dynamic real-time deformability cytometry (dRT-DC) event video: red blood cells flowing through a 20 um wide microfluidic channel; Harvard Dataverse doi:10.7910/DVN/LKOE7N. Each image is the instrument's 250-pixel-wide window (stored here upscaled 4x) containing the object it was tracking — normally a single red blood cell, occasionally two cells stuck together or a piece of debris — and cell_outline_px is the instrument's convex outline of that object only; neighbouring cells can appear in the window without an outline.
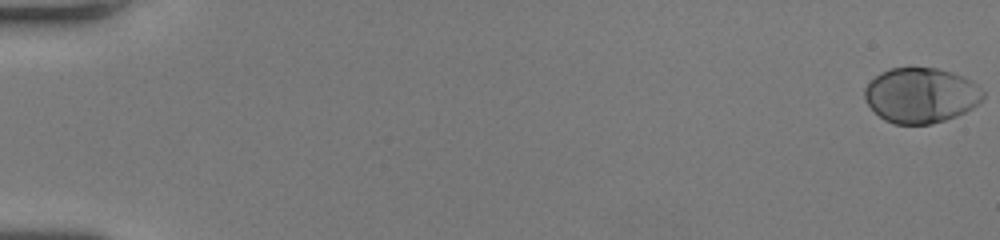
{"species": "human", "species_latin": "Homo sapiens", "temperature_condition": "room temperature", "stored_images_in_passage": 54, "camera_frame_rate_fps": 3000, "um_per_image_px": 0.085, "donor": {"sex": "female"}, "frame": {"image": 1, "passage_image": 1, "time_ms": 0.0, "image_size_px": [1000, 240], "cell_outline_px": [[984, 96], [972, 108], [956, 116], [932, 124], [892, 124], [884, 120], [868, 104], [864, 96], [864, 88], [880, 72], [888, 68], [936, 68], [952, 72], [968, 80], [984, 92]], "centroid_in_image_um": [78.24, 8.11], "position_along_channel_um": 6.8, "area_um2": 37.63}}
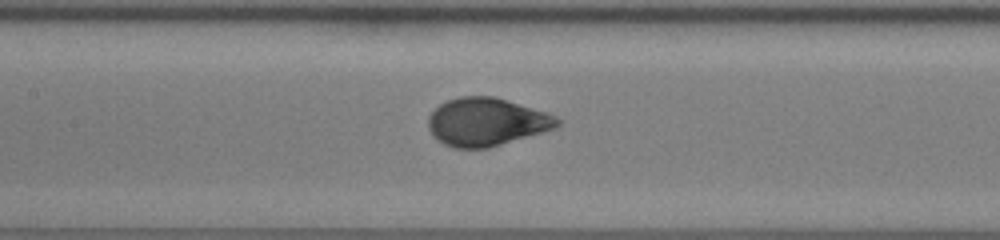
{"frame": {"image": 2, "passage_image": 28, "time_ms": 9.0, "image_size_px": [1000, 240], "cell_outline_px": [[560, 124], [556, 128], [544, 132], [488, 148], [452, 148], [444, 144], [432, 136], [428, 128], [428, 116], [440, 104], [448, 100], [460, 96], [492, 96], [548, 112], [556, 116], [560, 120]], "centroid_in_image_um": [41.35, 10.37], "position_along_channel_um": 166.0, "area_um2": 36.24}}
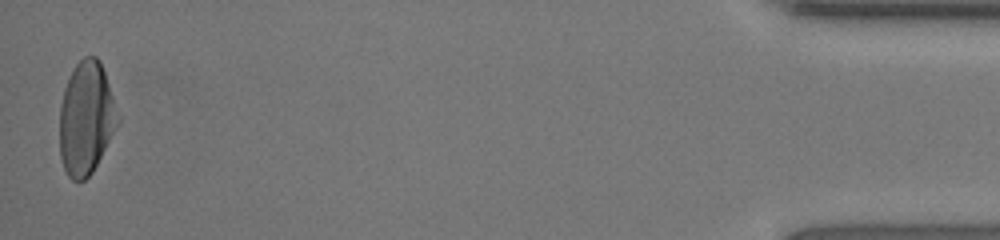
{"frame": {"image": 3, "passage_image": 54, "time_ms": 17.667, "image_size_px": [1000, 240], "cell_outline_px": [[120, 120], [92, 172], [84, 180], [72, 180], [68, 176], [64, 168], [60, 156], [60, 104], [64, 88], [68, 76], [72, 68], [84, 56], [96, 56], [100, 60], [120, 116]], "centroid_in_image_um": [7.31, 10.01], "position_along_channel_um": 427.9, "area_um2": 38.26}, "authors_computed_cell_mechanics": {"area_um2": 36.7608, "velocity_mm_per_s": 4.0091, "shape_relaxation_time_tau1_ms": 3.499, "shape_relaxation_time_tau2_ms": null, "deformation_change_tau1": 0.2011, "deformation_change_tau2": null}}